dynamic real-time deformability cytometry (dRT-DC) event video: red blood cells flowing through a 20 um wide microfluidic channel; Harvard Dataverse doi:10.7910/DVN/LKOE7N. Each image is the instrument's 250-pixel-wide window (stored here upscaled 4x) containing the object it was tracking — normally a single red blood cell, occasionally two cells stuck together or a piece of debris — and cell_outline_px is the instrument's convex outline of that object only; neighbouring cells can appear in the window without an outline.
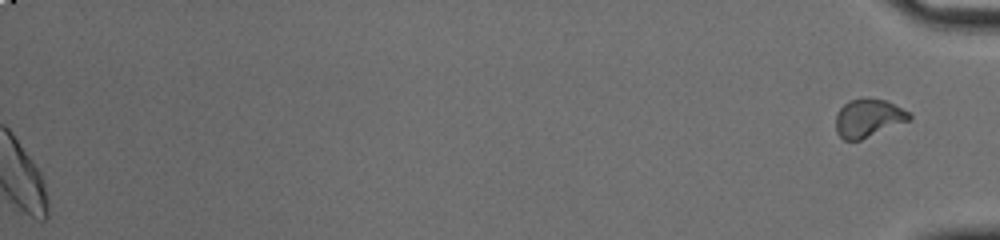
{"species": "common noctule bat (a hibernating species)", "species_latin": "Nyctalus noctula", "temperature_condition": "cold", "stored_images_in_passage": 49, "segment_of_instrument_passage": [2, 2], "camera_frame_rate_fps": 3000, "um_per_image_px": 0.085, "animal": {"sex": "male", "body_mass_g": 20.0, "forearm_length_mm": 53.3}, "frame": {"image": 1, "passage_image": 49, "time_ms": 16.0, "image_size_px": [1000, 240], "cell_outline_px": [[912, 120], [860, 140], [844, 140], [836, 132], [836, 116], [840, 108], [848, 100], [864, 96], [884, 100], [912, 112]], "centroid_in_image_um": [73.84, 10.01], "position_along_channel_um": 361.4, "area_um2": 16.7}}